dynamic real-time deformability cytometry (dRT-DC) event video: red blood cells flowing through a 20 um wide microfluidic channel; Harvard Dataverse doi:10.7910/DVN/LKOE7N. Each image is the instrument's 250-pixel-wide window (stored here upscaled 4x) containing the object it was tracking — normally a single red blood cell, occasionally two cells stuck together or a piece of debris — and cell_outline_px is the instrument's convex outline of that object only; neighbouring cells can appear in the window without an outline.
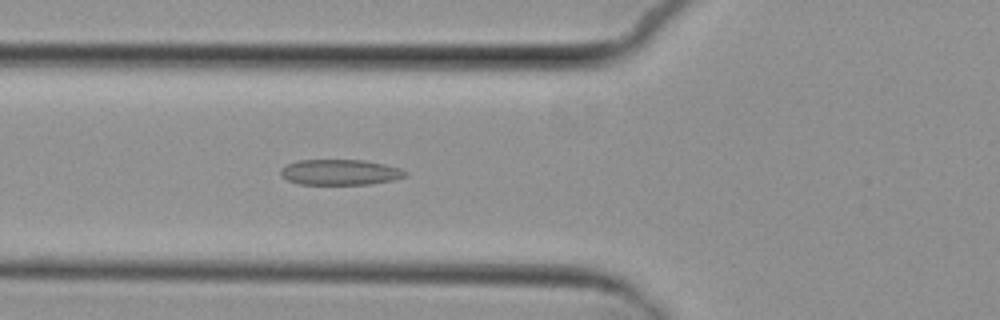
{"species": "common noctule bat (a hibernating species)", "species_latin": "Nyctalus noctula", "temperature_condition": "cold", "stored_images_in_passage": 5, "camera_frame_rate_fps": 3000, "um_per_image_px": 0.085, "animal": {"sex": "female", "body_mass_g": 29.2, "forearm_length_mm": 56.3}, "frame": {"image": 1, "passage_image": 5, "time_ms": 6.333, "image_size_px": [1000, 320], "cell_outline_px": [[408, 176], [392, 180], [368, 184], [300, 184], [288, 180], [280, 172], [280, 168], [296, 160], [364, 160], [384, 164], [400, 168], [408, 172]], "centroid_in_image_um": [28.93, 14.63], "position_along_channel_um": 96.9, "area_um2": 18.5}}